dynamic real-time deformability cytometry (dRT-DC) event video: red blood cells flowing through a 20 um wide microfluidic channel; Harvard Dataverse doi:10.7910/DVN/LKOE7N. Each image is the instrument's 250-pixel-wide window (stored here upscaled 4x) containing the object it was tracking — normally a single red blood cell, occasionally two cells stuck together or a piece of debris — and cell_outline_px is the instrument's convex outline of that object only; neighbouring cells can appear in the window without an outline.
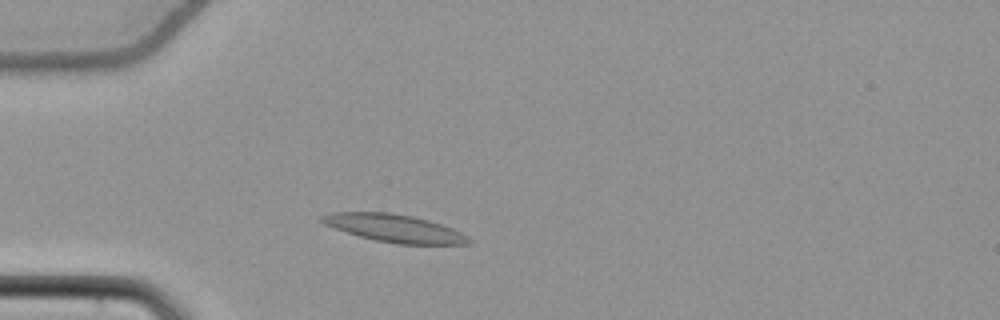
{"species": "common noctule bat (a hibernating species)", "species_latin": "Nyctalus noctula", "temperature_condition": "cold", "stored_images_in_passage": 47, "camera_frame_rate_fps": 3000, "um_per_image_px": 0.085, "animal": {"sex": "female", "body_mass_g": 22.7, "forearm_length_mm": 54.2}, "frame": {"image": 1, "passage_image": 8, "time_ms": 2.333, "image_size_px": [1000, 320], "cell_outline_px": [[472, 240], [468, 244], [396, 244], [376, 240], [360, 236], [324, 224], [320, 220], [320, 216], [332, 212], [388, 212], [412, 216], [428, 220], [452, 228], [460, 232]], "centroid_in_image_um": [33.52, 19.39], "position_along_channel_um": 51.5, "area_um2": 23.41}}
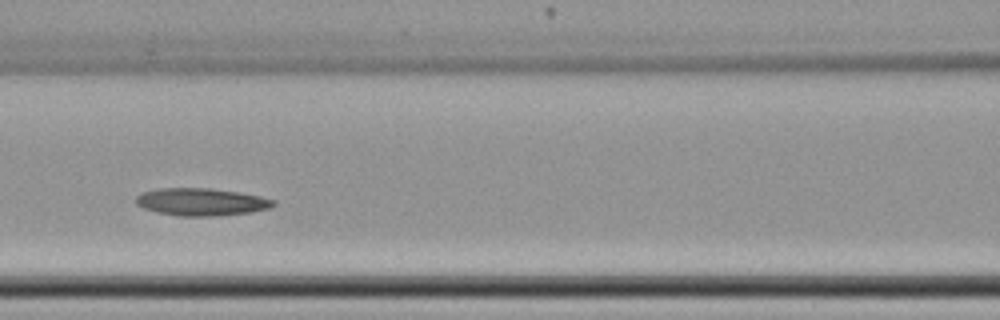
{"frame": {"image": 2, "passage_image": 17, "time_ms": 5.333, "image_size_px": [1000, 320], "cell_outline_px": [[276, 204], [268, 208], [252, 212], [220, 216], [180, 216], [156, 212], [144, 208], [136, 204], [136, 196], [140, 192], [160, 188], [212, 188], [240, 192], [260, 196], [276, 200]], "centroid_in_image_um": [17.12, 17.16], "position_along_channel_um": 149.5, "area_um2": 22.25}}
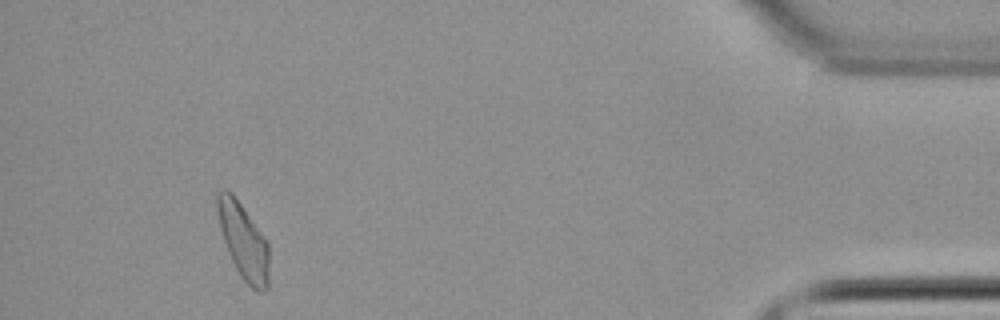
{"frame": {"image": 3, "passage_image": 43, "time_ms": 14.0, "image_size_px": [1000, 320], "cell_outline_px": [[268, 288], [264, 292], [256, 292], [240, 276], [228, 252], [220, 228], [216, 208], [216, 192], [224, 188], [232, 192], [268, 240]], "centroid_in_image_um": [20.69, 20.47], "position_along_channel_um": 414.5, "area_um2": 23.0}, "authors_computed_cell_mechanics": {"area_um2": 22.1952, "velocity_mm_per_s": 3.7968, "shape_relaxation_time_tau1_ms": 9.2805, "shape_relaxation_time_tau2_ms": null, "deformation_change_tau1": 0.1543, "deformation_change_tau2": null}}